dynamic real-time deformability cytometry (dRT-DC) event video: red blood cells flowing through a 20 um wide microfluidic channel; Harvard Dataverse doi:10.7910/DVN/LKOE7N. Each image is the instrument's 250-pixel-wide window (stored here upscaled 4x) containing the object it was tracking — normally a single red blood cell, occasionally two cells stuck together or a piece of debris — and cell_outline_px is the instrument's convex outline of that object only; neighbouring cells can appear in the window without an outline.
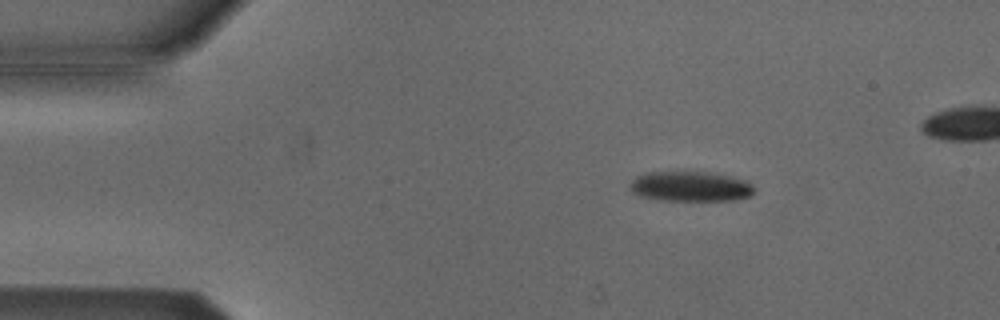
{"species": "Egyptian fruit bat (a non-hibernating species)", "species_latin": "Rousettus aegyptiacus", "temperature_condition": "cold", "stored_images_in_passage": 41, "camera_frame_rate_fps": 3000, "um_per_image_px": 0.085, "animal": {"sex": "male"}, "frame": {"image": 1, "passage_image": 2, "time_ms": 0.333, "image_size_px": [1000, 320], "cell_outline_px": [[756, 192], [752, 196], [736, 200], [664, 200], [640, 196], [632, 192], [628, 188], [628, 184], [636, 176], [648, 172], [708, 172], [732, 176], [748, 180], [756, 188]], "centroid_in_image_um": [58.74, 15.84], "position_along_channel_um": 26.3, "area_um2": 22.14}}
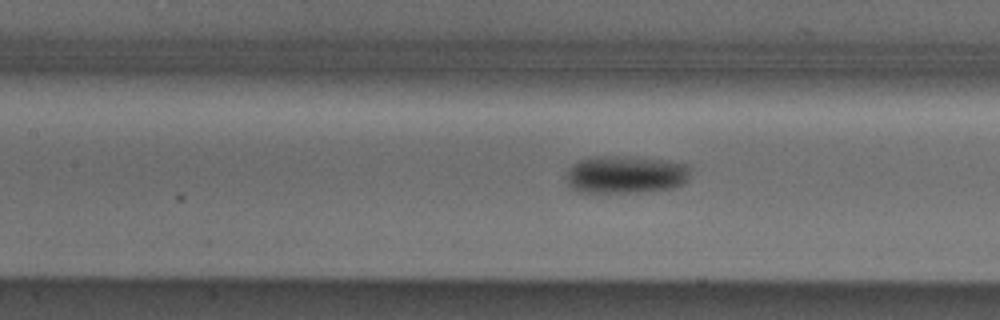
{"frame": {"image": 2, "passage_image": 17, "time_ms": 5.333, "image_size_px": [1000, 320], "cell_outline_px": [[688, 176], [684, 184], [672, 188], [636, 192], [580, 192], [572, 188], [568, 184], [568, 168], [572, 164], [580, 160], [592, 156], [628, 156], [684, 164], [688, 168]], "centroid_in_image_um": [53.12, 14.84], "position_along_channel_um": 154.3, "area_um2": 26.82}}
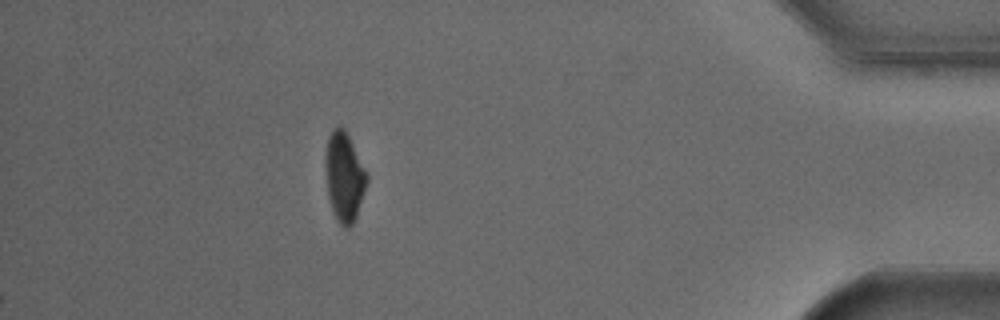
{"frame": {"image": 3, "passage_image": 41, "time_ms": 13.333, "image_size_px": [1000, 320], "cell_outline_px": [[368, 180], [356, 216], [352, 224], [348, 228], [344, 228], [336, 220], [332, 212], [328, 196], [324, 160], [328, 140], [332, 132], [336, 128], [344, 128], [368, 176]], "centroid_in_image_um": [29.24, 15.1], "position_along_channel_um": 406.0, "area_um2": 21.1}, "authors_computed_cell_mechanics": {"area_um2": 24.9118, "velocity_mm_per_s": 3.8059, "shape_relaxation_time_tau1_ms": 3.7713, "shape_relaxation_time_tau2_ms": null, "deformation_change_tau1": 0.1117, "deformation_change_tau2": null}}